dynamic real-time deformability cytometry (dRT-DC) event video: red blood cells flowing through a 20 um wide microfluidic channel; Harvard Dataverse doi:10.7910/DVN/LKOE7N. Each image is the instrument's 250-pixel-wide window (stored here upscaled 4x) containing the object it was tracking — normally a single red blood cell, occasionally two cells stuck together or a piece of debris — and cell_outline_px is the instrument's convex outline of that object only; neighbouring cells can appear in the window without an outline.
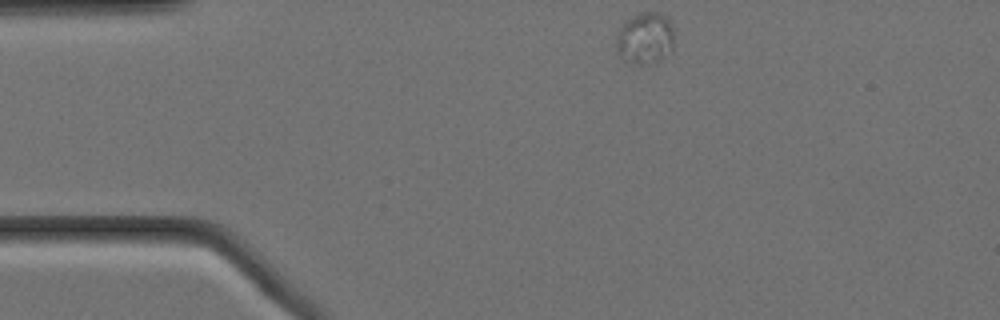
{"species": "Egyptian fruit bat (a non-hibernating species)", "species_latin": "Rousettus aegyptiacus", "temperature_condition": "cold", "stored_images_in_passage": 49, "camera_frame_rate_fps": 3000, "um_per_image_px": 0.085, "animal": {"sex": "female"}, "frame": {"image": 1, "passage_image": 1, "time_ms": 0.0, "image_size_px": [1000, 320], "cell_outline_px": [[672, 52], [660, 60], [640, 64], [632, 64], [624, 60], [616, 52], [616, 32], [632, 16], [640, 12], [660, 12], [668, 16], [672, 24]], "centroid_in_image_um": [54.82, 3.24], "position_along_channel_um": 30.2, "area_um2": 17.63}}
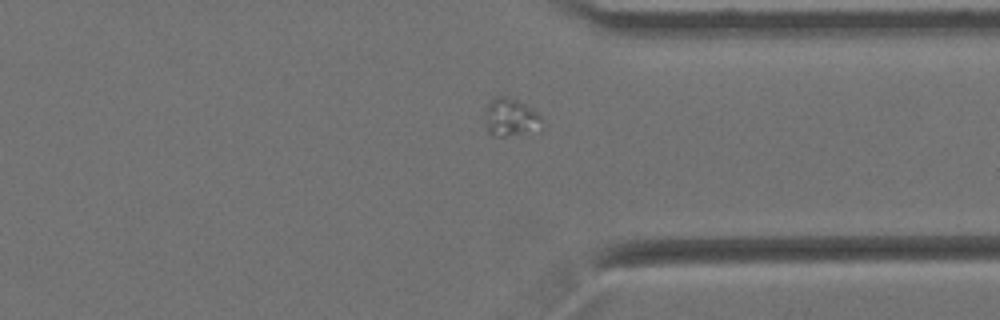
{"frame": {"image": 2, "passage_image": 35, "time_ms": 11.333, "image_size_px": [1000, 320], "cell_outline_px": [[544, 128], [504, 136], [492, 136], [488, 132], [484, 120], [484, 108], [496, 96], [508, 96], [524, 104], [536, 112], [540, 116], [544, 124]], "centroid_in_image_um": [43.37, 9.97], "position_along_channel_um": 368.0, "area_um2": 12.6}}
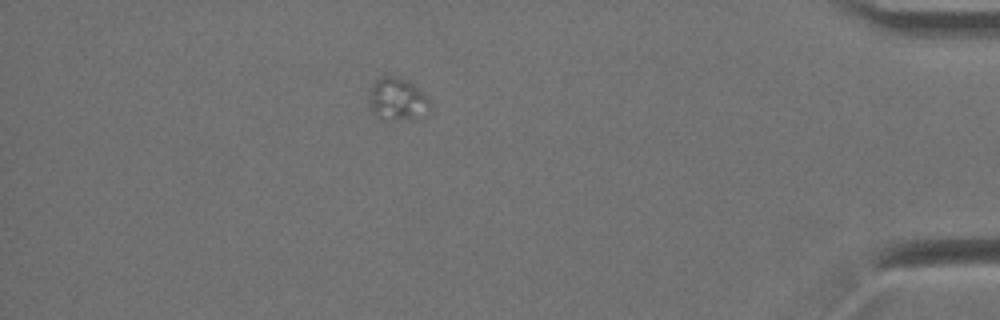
{"frame": {"image": 3, "passage_image": 42, "time_ms": 13.667, "image_size_px": [1000, 320], "cell_outline_px": [[432, 112], [396, 120], [380, 120], [372, 112], [372, 84], [380, 76], [400, 76], [408, 80], [428, 96], [432, 104]], "centroid_in_image_um": [33.84, 8.42], "position_along_channel_um": 401.4, "area_um2": 15.03}}